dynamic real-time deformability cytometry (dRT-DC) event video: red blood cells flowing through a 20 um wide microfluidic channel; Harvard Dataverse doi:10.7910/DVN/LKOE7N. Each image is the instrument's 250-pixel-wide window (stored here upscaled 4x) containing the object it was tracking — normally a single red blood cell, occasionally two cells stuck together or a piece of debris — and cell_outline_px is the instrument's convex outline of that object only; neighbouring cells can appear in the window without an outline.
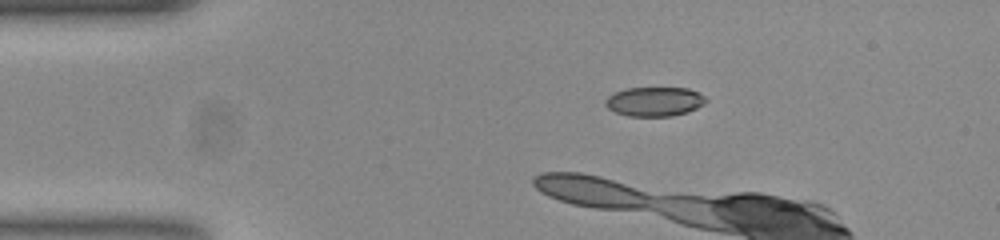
{"species": "common noctule bat (a hibernating species)", "species_latin": "Nyctalus noctula", "temperature_condition": "room temperature", "stored_images_in_passage": 6, "camera_frame_rate_fps": 3000, "um_per_image_px": 0.085, "animal": {"sex": "female", "body_mass_g": 23.0, "forearm_length_mm": 53.4}, "frame": {"image": 1, "passage_image": 1, "time_ms": 0.0, "image_size_px": [1000, 240], "cell_outline_px": [[708, 100], [704, 104], [688, 112], [672, 116], [628, 116], [616, 112], [608, 108], [604, 104], [604, 100], [608, 96], [624, 88], [688, 88], [704, 96]], "centroid_in_image_um": [55.62, 8.63], "position_along_channel_um": 29.4, "area_um2": 17.17}}